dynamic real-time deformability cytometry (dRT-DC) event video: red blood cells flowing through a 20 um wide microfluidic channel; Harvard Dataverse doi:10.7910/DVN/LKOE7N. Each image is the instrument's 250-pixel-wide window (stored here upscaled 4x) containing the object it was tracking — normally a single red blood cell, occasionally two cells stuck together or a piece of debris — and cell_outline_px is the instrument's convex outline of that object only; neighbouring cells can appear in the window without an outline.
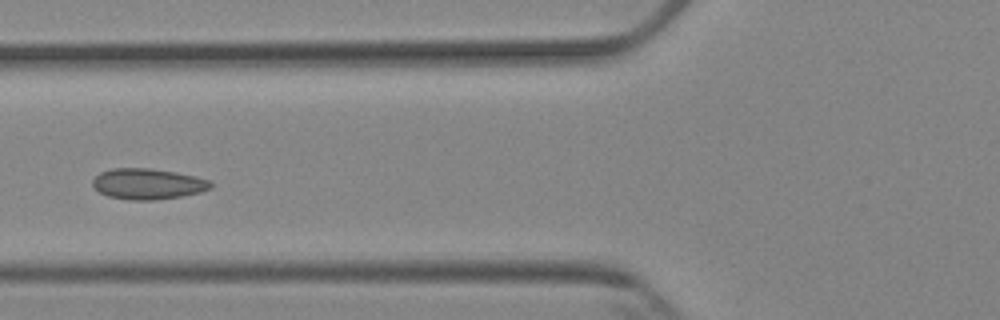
{"species": "Egyptian fruit bat (a non-hibernating species)", "species_latin": "Rousettus aegyptiacus", "temperature_condition": "cold", "stored_images_in_passage": 9, "camera_frame_rate_fps": 3000, "um_per_image_px": 0.085, "animal": {"sex": "female"}, "frame": {"image": 1, "passage_image": 7, "time_ms": 8.0, "image_size_px": [1000, 320], "cell_outline_px": [[212, 188], [200, 192], [180, 196], [156, 200], [128, 200], [108, 196], [100, 192], [92, 184], [92, 180], [100, 172], [112, 168], [152, 168], [176, 172], [196, 176], [212, 180]], "centroid_in_image_um": [12.59, 15.62], "position_along_channel_um": 113.2, "area_um2": 21.33}}
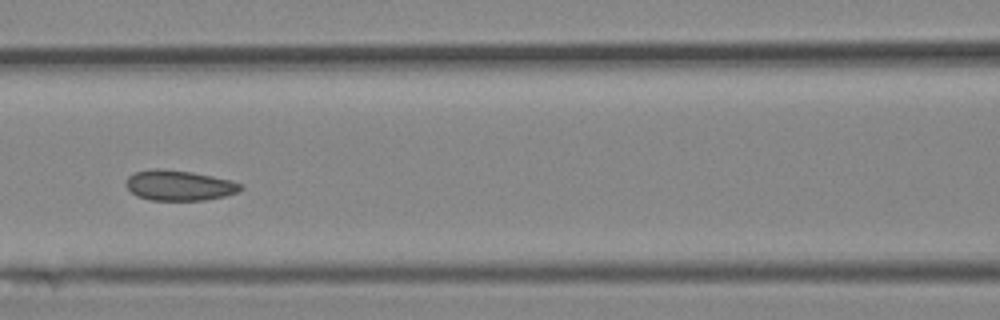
{"frame": {"image": 2, "passage_image": 8, "time_ms": 9.0, "image_size_px": [1000, 320], "cell_outline_px": [[244, 188], [240, 192], [224, 196], [204, 200], [152, 200], [136, 196], [124, 184], [128, 176], [136, 172], [152, 168], [160, 168], [192, 172], [232, 180], [244, 184]], "centroid_in_image_um": [15.26, 15.75], "position_along_channel_um": 151.3, "area_um2": 20.46}}
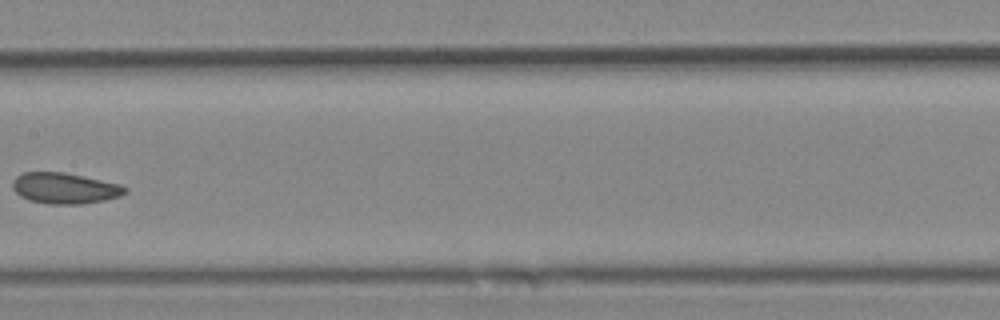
{"frame": {"image": 3, "passage_image": 9, "time_ms": 10.333, "image_size_px": [1000, 320], "cell_outline_px": [[128, 192], [120, 196], [104, 200], [84, 204], [48, 204], [28, 200], [20, 196], [12, 188], [12, 180], [16, 176], [24, 172], [64, 172], [84, 176], [120, 184], [128, 188]], "centroid_in_image_um": [5.5, 16.0], "position_along_channel_um": 201.9, "area_um2": 20.46}}